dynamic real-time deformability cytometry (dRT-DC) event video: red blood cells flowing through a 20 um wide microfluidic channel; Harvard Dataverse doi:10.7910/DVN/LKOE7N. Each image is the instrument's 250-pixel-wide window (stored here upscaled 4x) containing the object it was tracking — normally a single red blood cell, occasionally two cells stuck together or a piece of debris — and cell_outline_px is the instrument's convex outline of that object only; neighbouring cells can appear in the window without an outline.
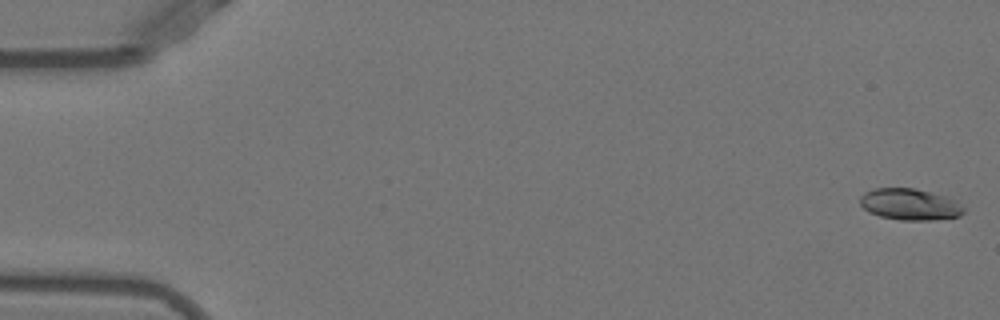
{"species": "Egyptian fruit bat (a non-hibernating species)", "species_latin": "Rousettus aegyptiacus", "temperature_condition": "warm", "stored_images_in_passage": 4, "camera_frame_rate_fps": 3000, "um_per_image_px": 0.085, "animal": {"sex": "female"}, "frame": {"image": 1, "passage_image": 1, "time_ms": 0.0, "image_size_px": [1000, 320], "cell_outline_px": [[964, 212], [960, 216], [932, 220], [900, 220], [880, 216], [868, 212], [860, 204], [860, 196], [864, 192], [876, 188], [916, 188], [948, 196], [964, 208]], "centroid_in_image_um": [77.33, 17.36], "position_along_channel_um": 7.7, "area_um2": 19.07}}